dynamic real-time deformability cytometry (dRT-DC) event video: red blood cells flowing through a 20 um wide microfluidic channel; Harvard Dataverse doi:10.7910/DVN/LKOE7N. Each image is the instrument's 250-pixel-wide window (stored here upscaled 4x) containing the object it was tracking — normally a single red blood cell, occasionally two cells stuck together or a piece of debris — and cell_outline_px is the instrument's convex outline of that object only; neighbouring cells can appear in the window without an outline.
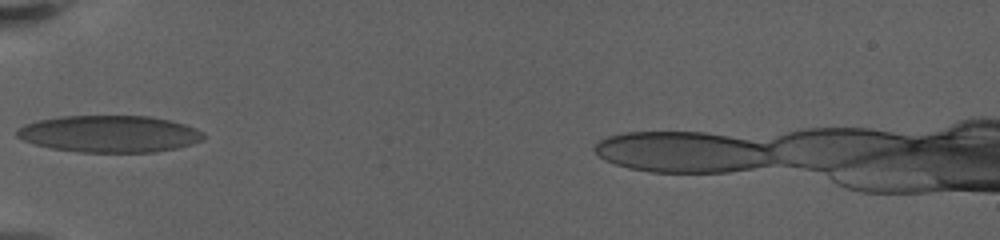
{"species": "human", "species_latin": "Homo sapiens", "temperature_condition": "warm", "stored_images_in_passage": 70, "camera_frame_rate_fps": 3000, "um_per_image_px": 0.085, "donor": {"sex": "female"}, "frame": {"image": 1, "passage_image": 1, "time_ms": 0.0, "image_size_px": [1000, 240], "cell_outline_px": [[204, 140], [192, 144], [176, 148], [156, 152], [76, 152], [52, 148], [36, 144], [24, 140], [16, 136], [16, 128], [24, 124], [36, 120], [60, 116], [152, 116], [184, 124], [196, 128], [204, 132]], "centroid_in_image_um": [9.3, 11.37], "position_along_channel_um": 75.7, "area_um2": 40.29}}
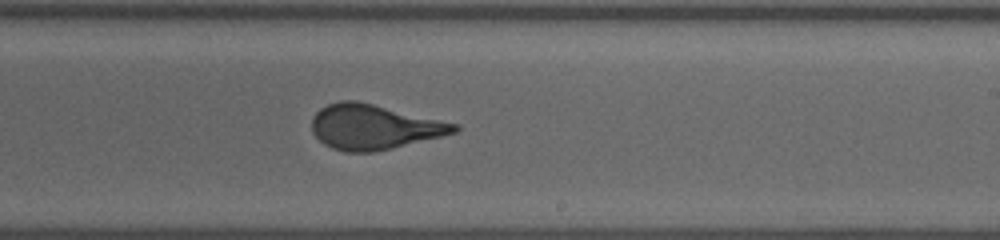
{"frame": {"image": 2, "passage_image": 28, "time_ms": 5.667, "image_size_px": [1000, 240], "cell_outline_px": [[460, 128], [456, 132], [376, 152], [344, 152], [332, 148], [324, 144], [312, 132], [312, 116], [320, 108], [328, 104], [340, 100], [356, 100], [460, 124]], "centroid_in_image_um": [31.76, 10.78], "position_along_channel_um": 257.2, "area_um2": 37.22}}
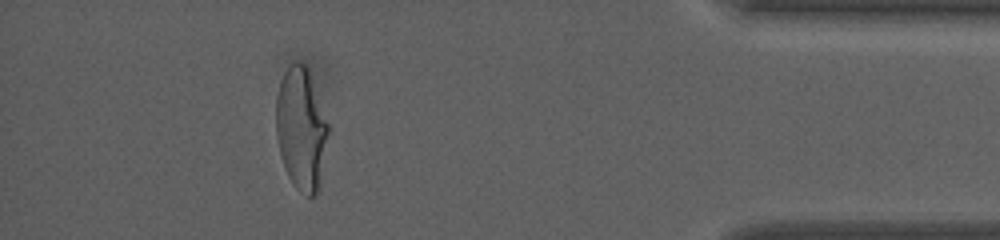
{"frame": {"image": 3, "passage_image": 60, "time_ms": 11.667, "image_size_px": [1000, 240], "cell_outline_px": [[328, 132], [320, 188], [316, 196], [308, 196], [300, 192], [292, 184], [284, 168], [280, 156], [276, 136], [276, 96], [280, 80], [284, 72], [296, 60], [300, 60], [308, 64], [328, 124]], "centroid_in_image_um": [25.6, 10.93], "position_along_channel_um": 409.6, "area_um2": 37.92}}